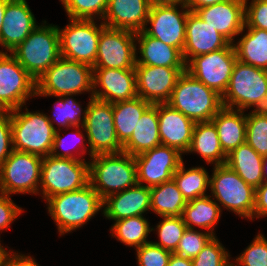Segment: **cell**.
I'll list each match as a JSON object with an SVG mask.
<instances>
[{
  "label": "cell",
  "instance_id": "6da1fadb",
  "mask_svg": "<svg viewBox=\"0 0 267 266\" xmlns=\"http://www.w3.org/2000/svg\"><path fill=\"white\" fill-rule=\"evenodd\" d=\"M46 203L60 236L81 228L104 206L103 199L90 184L76 191L54 195Z\"/></svg>",
  "mask_w": 267,
  "mask_h": 266
},
{
  "label": "cell",
  "instance_id": "7a4b0ae2",
  "mask_svg": "<svg viewBox=\"0 0 267 266\" xmlns=\"http://www.w3.org/2000/svg\"><path fill=\"white\" fill-rule=\"evenodd\" d=\"M89 162V184L104 200L137 184L136 162L132 155L96 154Z\"/></svg>",
  "mask_w": 267,
  "mask_h": 266
},
{
  "label": "cell",
  "instance_id": "3957f363",
  "mask_svg": "<svg viewBox=\"0 0 267 266\" xmlns=\"http://www.w3.org/2000/svg\"><path fill=\"white\" fill-rule=\"evenodd\" d=\"M84 92L93 97V67L60 57L36 81V96L78 95Z\"/></svg>",
  "mask_w": 267,
  "mask_h": 266
},
{
  "label": "cell",
  "instance_id": "277c9868",
  "mask_svg": "<svg viewBox=\"0 0 267 266\" xmlns=\"http://www.w3.org/2000/svg\"><path fill=\"white\" fill-rule=\"evenodd\" d=\"M23 106L8 111L10 114L13 148L40 157L50 155L57 127L51 124L47 114L22 112Z\"/></svg>",
  "mask_w": 267,
  "mask_h": 266
},
{
  "label": "cell",
  "instance_id": "5b68a950",
  "mask_svg": "<svg viewBox=\"0 0 267 266\" xmlns=\"http://www.w3.org/2000/svg\"><path fill=\"white\" fill-rule=\"evenodd\" d=\"M167 103L196 122H208L223 107L221 95L183 72Z\"/></svg>",
  "mask_w": 267,
  "mask_h": 266
},
{
  "label": "cell",
  "instance_id": "8992f818",
  "mask_svg": "<svg viewBox=\"0 0 267 266\" xmlns=\"http://www.w3.org/2000/svg\"><path fill=\"white\" fill-rule=\"evenodd\" d=\"M43 23L11 52L36 81L61 57L57 25Z\"/></svg>",
  "mask_w": 267,
  "mask_h": 266
},
{
  "label": "cell",
  "instance_id": "52a82bcc",
  "mask_svg": "<svg viewBox=\"0 0 267 266\" xmlns=\"http://www.w3.org/2000/svg\"><path fill=\"white\" fill-rule=\"evenodd\" d=\"M212 198L240 217L254 219L256 189L244 182L228 165L214 166L210 185Z\"/></svg>",
  "mask_w": 267,
  "mask_h": 266
},
{
  "label": "cell",
  "instance_id": "ba28073f",
  "mask_svg": "<svg viewBox=\"0 0 267 266\" xmlns=\"http://www.w3.org/2000/svg\"><path fill=\"white\" fill-rule=\"evenodd\" d=\"M89 184V162L48 155L42 158L39 191L48 198L82 189ZM42 189V190H40Z\"/></svg>",
  "mask_w": 267,
  "mask_h": 266
},
{
  "label": "cell",
  "instance_id": "9c48e42d",
  "mask_svg": "<svg viewBox=\"0 0 267 266\" xmlns=\"http://www.w3.org/2000/svg\"><path fill=\"white\" fill-rule=\"evenodd\" d=\"M266 95L267 70L237 60L228 87L221 96L223 107L245 111Z\"/></svg>",
  "mask_w": 267,
  "mask_h": 266
},
{
  "label": "cell",
  "instance_id": "30bf717a",
  "mask_svg": "<svg viewBox=\"0 0 267 266\" xmlns=\"http://www.w3.org/2000/svg\"><path fill=\"white\" fill-rule=\"evenodd\" d=\"M86 112L82 128L86 133L90 158L96 154L123 152L114 126L112 103L90 96Z\"/></svg>",
  "mask_w": 267,
  "mask_h": 266
},
{
  "label": "cell",
  "instance_id": "8fae6325",
  "mask_svg": "<svg viewBox=\"0 0 267 266\" xmlns=\"http://www.w3.org/2000/svg\"><path fill=\"white\" fill-rule=\"evenodd\" d=\"M42 157L13 150L0 166V193L38 194Z\"/></svg>",
  "mask_w": 267,
  "mask_h": 266
},
{
  "label": "cell",
  "instance_id": "7c38bea8",
  "mask_svg": "<svg viewBox=\"0 0 267 266\" xmlns=\"http://www.w3.org/2000/svg\"><path fill=\"white\" fill-rule=\"evenodd\" d=\"M69 20L70 23L65 28L57 26L61 57L93 67L104 23L101 21L98 26L94 20Z\"/></svg>",
  "mask_w": 267,
  "mask_h": 266
},
{
  "label": "cell",
  "instance_id": "4fadbf2b",
  "mask_svg": "<svg viewBox=\"0 0 267 266\" xmlns=\"http://www.w3.org/2000/svg\"><path fill=\"white\" fill-rule=\"evenodd\" d=\"M237 61L233 44L226 48L193 57L186 64V71L219 95L226 91Z\"/></svg>",
  "mask_w": 267,
  "mask_h": 266
},
{
  "label": "cell",
  "instance_id": "5bb4252c",
  "mask_svg": "<svg viewBox=\"0 0 267 266\" xmlns=\"http://www.w3.org/2000/svg\"><path fill=\"white\" fill-rule=\"evenodd\" d=\"M136 33L105 26L100 33L93 68L135 69Z\"/></svg>",
  "mask_w": 267,
  "mask_h": 266
},
{
  "label": "cell",
  "instance_id": "9a60e30c",
  "mask_svg": "<svg viewBox=\"0 0 267 266\" xmlns=\"http://www.w3.org/2000/svg\"><path fill=\"white\" fill-rule=\"evenodd\" d=\"M36 96V80L10 53L0 50V104L7 110L26 106Z\"/></svg>",
  "mask_w": 267,
  "mask_h": 266
},
{
  "label": "cell",
  "instance_id": "2e32d148",
  "mask_svg": "<svg viewBox=\"0 0 267 266\" xmlns=\"http://www.w3.org/2000/svg\"><path fill=\"white\" fill-rule=\"evenodd\" d=\"M178 6L183 11L178 10ZM189 12L190 10L183 3L151 6L143 31L182 52L185 45L186 21ZM149 23L151 27H147Z\"/></svg>",
  "mask_w": 267,
  "mask_h": 266
},
{
  "label": "cell",
  "instance_id": "e0dca14e",
  "mask_svg": "<svg viewBox=\"0 0 267 266\" xmlns=\"http://www.w3.org/2000/svg\"><path fill=\"white\" fill-rule=\"evenodd\" d=\"M134 159L137 184L149 188L172 180L183 162L182 154L177 149L163 144L135 156Z\"/></svg>",
  "mask_w": 267,
  "mask_h": 266
},
{
  "label": "cell",
  "instance_id": "ac0fdd59",
  "mask_svg": "<svg viewBox=\"0 0 267 266\" xmlns=\"http://www.w3.org/2000/svg\"><path fill=\"white\" fill-rule=\"evenodd\" d=\"M137 95L152 105L167 103L186 68L136 65Z\"/></svg>",
  "mask_w": 267,
  "mask_h": 266
},
{
  "label": "cell",
  "instance_id": "d6986e66",
  "mask_svg": "<svg viewBox=\"0 0 267 266\" xmlns=\"http://www.w3.org/2000/svg\"><path fill=\"white\" fill-rule=\"evenodd\" d=\"M137 96L135 69L93 68V98L113 104Z\"/></svg>",
  "mask_w": 267,
  "mask_h": 266
},
{
  "label": "cell",
  "instance_id": "ffe728a7",
  "mask_svg": "<svg viewBox=\"0 0 267 266\" xmlns=\"http://www.w3.org/2000/svg\"><path fill=\"white\" fill-rule=\"evenodd\" d=\"M245 0H225L214 5L201 7L195 12L217 30L230 43L235 36L244 32Z\"/></svg>",
  "mask_w": 267,
  "mask_h": 266
},
{
  "label": "cell",
  "instance_id": "44dd1931",
  "mask_svg": "<svg viewBox=\"0 0 267 266\" xmlns=\"http://www.w3.org/2000/svg\"><path fill=\"white\" fill-rule=\"evenodd\" d=\"M39 25L26 0H9L0 31V45L11 53Z\"/></svg>",
  "mask_w": 267,
  "mask_h": 266
},
{
  "label": "cell",
  "instance_id": "7402d4cb",
  "mask_svg": "<svg viewBox=\"0 0 267 266\" xmlns=\"http://www.w3.org/2000/svg\"><path fill=\"white\" fill-rule=\"evenodd\" d=\"M230 42L196 13L190 11L186 21L185 45L182 51L187 64L193 57L226 48Z\"/></svg>",
  "mask_w": 267,
  "mask_h": 266
},
{
  "label": "cell",
  "instance_id": "603a6c76",
  "mask_svg": "<svg viewBox=\"0 0 267 266\" xmlns=\"http://www.w3.org/2000/svg\"><path fill=\"white\" fill-rule=\"evenodd\" d=\"M161 144L177 149L181 154L190 147L195 122L168 103L158 104Z\"/></svg>",
  "mask_w": 267,
  "mask_h": 266
},
{
  "label": "cell",
  "instance_id": "cb8c5ba5",
  "mask_svg": "<svg viewBox=\"0 0 267 266\" xmlns=\"http://www.w3.org/2000/svg\"><path fill=\"white\" fill-rule=\"evenodd\" d=\"M103 215L117 221L133 216H143L151 210L150 188L136 184L124 191L114 193L103 200Z\"/></svg>",
  "mask_w": 267,
  "mask_h": 266
},
{
  "label": "cell",
  "instance_id": "d4e9b609",
  "mask_svg": "<svg viewBox=\"0 0 267 266\" xmlns=\"http://www.w3.org/2000/svg\"><path fill=\"white\" fill-rule=\"evenodd\" d=\"M151 5L148 0H108L105 26L132 32L143 31Z\"/></svg>",
  "mask_w": 267,
  "mask_h": 266
},
{
  "label": "cell",
  "instance_id": "484cf974",
  "mask_svg": "<svg viewBox=\"0 0 267 266\" xmlns=\"http://www.w3.org/2000/svg\"><path fill=\"white\" fill-rule=\"evenodd\" d=\"M140 56H136V65L162 66L170 68H186L182 52L160 40L147 35L144 31L136 32Z\"/></svg>",
  "mask_w": 267,
  "mask_h": 266
},
{
  "label": "cell",
  "instance_id": "4316f807",
  "mask_svg": "<svg viewBox=\"0 0 267 266\" xmlns=\"http://www.w3.org/2000/svg\"><path fill=\"white\" fill-rule=\"evenodd\" d=\"M223 151L228 155L246 143V114L244 111L222 107L212 118Z\"/></svg>",
  "mask_w": 267,
  "mask_h": 266
},
{
  "label": "cell",
  "instance_id": "83f0119b",
  "mask_svg": "<svg viewBox=\"0 0 267 266\" xmlns=\"http://www.w3.org/2000/svg\"><path fill=\"white\" fill-rule=\"evenodd\" d=\"M160 144L158 104H155L143 113L130 139L123 145V152L135 157Z\"/></svg>",
  "mask_w": 267,
  "mask_h": 266
},
{
  "label": "cell",
  "instance_id": "f1b7e54d",
  "mask_svg": "<svg viewBox=\"0 0 267 266\" xmlns=\"http://www.w3.org/2000/svg\"><path fill=\"white\" fill-rule=\"evenodd\" d=\"M198 153L213 166L226 164L227 154L223 151L215 125L211 122H196L190 147L186 153Z\"/></svg>",
  "mask_w": 267,
  "mask_h": 266
},
{
  "label": "cell",
  "instance_id": "f546056e",
  "mask_svg": "<svg viewBox=\"0 0 267 266\" xmlns=\"http://www.w3.org/2000/svg\"><path fill=\"white\" fill-rule=\"evenodd\" d=\"M262 160L263 156L244 143L227 155L226 165L256 189L263 183Z\"/></svg>",
  "mask_w": 267,
  "mask_h": 266
},
{
  "label": "cell",
  "instance_id": "4dcf8cb0",
  "mask_svg": "<svg viewBox=\"0 0 267 266\" xmlns=\"http://www.w3.org/2000/svg\"><path fill=\"white\" fill-rule=\"evenodd\" d=\"M151 105L139 96L112 104L114 126L122 146L130 139L138 121Z\"/></svg>",
  "mask_w": 267,
  "mask_h": 266
},
{
  "label": "cell",
  "instance_id": "1f68e13d",
  "mask_svg": "<svg viewBox=\"0 0 267 266\" xmlns=\"http://www.w3.org/2000/svg\"><path fill=\"white\" fill-rule=\"evenodd\" d=\"M221 210L211 195H207L188 201L183 209L182 218L187 228L195 229V225L205 231L207 229V232L216 236L213 229L221 217Z\"/></svg>",
  "mask_w": 267,
  "mask_h": 266
},
{
  "label": "cell",
  "instance_id": "d6a6232c",
  "mask_svg": "<svg viewBox=\"0 0 267 266\" xmlns=\"http://www.w3.org/2000/svg\"><path fill=\"white\" fill-rule=\"evenodd\" d=\"M247 33L232 43L237 60L267 70V31L247 28Z\"/></svg>",
  "mask_w": 267,
  "mask_h": 266
},
{
  "label": "cell",
  "instance_id": "836d02e7",
  "mask_svg": "<svg viewBox=\"0 0 267 266\" xmlns=\"http://www.w3.org/2000/svg\"><path fill=\"white\" fill-rule=\"evenodd\" d=\"M151 210L159 217L182 216L186 200L174 179L150 188Z\"/></svg>",
  "mask_w": 267,
  "mask_h": 266
},
{
  "label": "cell",
  "instance_id": "e575fe53",
  "mask_svg": "<svg viewBox=\"0 0 267 266\" xmlns=\"http://www.w3.org/2000/svg\"><path fill=\"white\" fill-rule=\"evenodd\" d=\"M152 230L155 229L150 227L148 219L144 216H133L115 221L110 232L112 237L126 246L139 248L151 242L147 237Z\"/></svg>",
  "mask_w": 267,
  "mask_h": 266
},
{
  "label": "cell",
  "instance_id": "d590c367",
  "mask_svg": "<svg viewBox=\"0 0 267 266\" xmlns=\"http://www.w3.org/2000/svg\"><path fill=\"white\" fill-rule=\"evenodd\" d=\"M184 165V162H182L173 175L183 198L188 202L207 196V188L210 185L209 173L202 166L191 167L186 170Z\"/></svg>",
  "mask_w": 267,
  "mask_h": 266
},
{
  "label": "cell",
  "instance_id": "8d00e7d4",
  "mask_svg": "<svg viewBox=\"0 0 267 266\" xmlns=\"http://www.w3.org/2000/svg\"><path fill=\"white\" fill-rule=\"evenodd\" d=\"M72 96L73 95H69V97L68 95L59 96V99L55 102L56 106L54 107L53 117L47 115L52 125L55 124L54 122H57L60 131L62 130L61 127H66V129L69 130L74 126H83L84 118L87 113V106L83 110L80 103L72 98Z\"/></svg>",
  "mask_w": 267,
  "mask_h": 266
},
{
  "label": "cell",
  "instance_id": "74e56055",
  "mask_svg": "<svg viewBox=\"0 0 267 266\" xmlns=\"http://www.w3.org/2000/svg\"><path fill=\"white\" fill-rule=\"evenodd\" d=\"M68 18L95 20L96 17L103 20L108 0H60Z\"/></svg>",
  "mask_w": 267,
  "mask_h": 266
},
{
  "label": "cell",
  "instance_id": "f35d334b",
  "mask_svg": "<svg viewBox=\"0 0 267 266\" xmlns=\"http://www.w3.org/2000/svg\"><path fill=\"white\" fill-rule=\"evenodd\" d=\"M162 219L156 226L159 241L152 242L163 249L174 252L187 226L182 216L162 217Z\"/></svg>",
  "mask_w": 267,
  "mask_h": 266
},
{
  "label": "cell",
  "instance_id": "ab89813d",
  "mask_svg": "<svg viewBox=\"0 0 267 266\" xmlns=\"http://www.w3.org/2000/svg\"><path fill=\"white\" fill-rule=\"evenodd\" d=\"M246 143L259 155H267V116L246 114Z\"/></svg>",
  "mask_w": 267,
  "mask_h": 266
},
{
  "label": "cell",
  "instance_id": "60d3db41",
  "mask_svg": "<svg viewBox=\"0 0 267 266\" xmlns=\"http://www.w3.org/2000/svg\"><path fill=\"white\" fill-rule=\"evenodd\" d=\"M213 237L214 235L207 231L201 232L186 228L173 253L184 258L194 259Z\"/></svg>",
  "mask_w": 267,
  "mask_h": 266
},
{
  "label": "cell",
  "instance_id": "b9f144b4",
  "mask_svg": "<svg viewBox=\"0 0 267 266\" xmlns=\"http://www.w3.org/2000/svg\"><path fill=\"white\" fill-rule=\"evenodd\" d=\"M225 247L214 236L192 259L193 266H230L232 262Z\"/></svg>",
  "mask_w": 267,
  "mask_h": 266
},
{
  "label": "cell",
  "instance_id": "7bdbcfd3",
  "mask_svg": "<svg viewBox=\"0 0 267 266\" xmlns=\"http://www.w3.org/2000/svg\"><path fill=\"white\" fill-rule=\"evenodd\" d=\"M232 263L233 266H267V239L261 234Z\"/></svg>",
  "mask_w": 267,
  "mask_h": 266
},
{
  "label": "cell",
  "instance_id": "ee69618b",
  "mask_svg": "<svg viewBox=\"0 0 267 266\" xmlns=\"http://www.w3.org/2000/svg\"><path fill=\"white\" fill-rule=\"evenodd\" d=\"M135 250L138 266H168L173 253L155 245L152 241Z\"/></svg>",
  "mask_w": 267,
  "mask_h": 266
},
{
  "label": "cell",
  "instance_id": "f6af8a7d",
  "mask_svg": "<svg viewBox=\"0 0 267 266\" xmlns=\"http://www.w3.org/2000/svg\"><path fill=\"white\" fill-rule=\"evenodd\" d=\"M81 127H83V126H74V129L75 128L78 129L77 131L75 130V134L73 135V136H75L74 138H76L75 141L78 140L77 143L79 142L78 144H81L82 145V146L81 145L79 146L80 148L82 147L81 149L79 147L76 148L77 149L76 154L73 151H71L70 148H68L66 150V148H67L66 147V141L67 140L65 139L66 137L64 138V137H62L60 135V131H59V128H58L55 131V134H54L53 146H52V150H51L50 155H52L54 157H57V158H70V159L84 160L83 157H82V155H84L87 152V150L85 149L86 148L85 146H87V145L84 144L85 143V141H84L85 140V136H84L83 133H81L82 131H80L81 130L80 129ZM67 143H68V141H67ZM60 148H61V150L62 149H64V150L63 151H59ZM77 155H80V157H82V158H80L79 156L77 157Z\"/></svg>",
  "mask_w": 267,
  "mask_h": 266
},
{
  "label": "cell",
  "instance_id": "bcb514c9",
  "mask_svg": "<svg viewBox=\"0 0 267 266\" xmlns=\"http://www.w3.org/2000/svg\"><path fill=\"white\" fill-rule=\"evenodd\" d=\"M245 0V25L246 28L263 29L267 31V4L264 0H252L249 4Z\"/></svg>",
  "mask_w": 267,
  "mask_h": 266
},
{
  "label": "cell",
  "instance_id": "7dc6e473",
  "mask_svg": "<svg viewBox=\"0 0 267 266\" xmlns=\"http://www.w3.org/2000/svg\"><path fill=\"white\" fill-rule=\"evenodd\" d=\"M13 150L10 114L7 111L0 113V166Z\"/></svg>",
  "mask_w": 267,
  "mask_h": 266
},
{
  "label": "cell",
  "instance_id": "c3c4849f",
  "mask_svg": "<svg viewBox=\"0 0 267 266\" xmlns=\"http://www.w3.org/2000/svg\"><path fill=\"white\" fill-rule=\"evenodd\" d=\"M23 212L10 195L0 193V231L8 229L10 224Z\"/></svg>",
  "mask_w": 267,
  "mask_h": 266
},
{
  "label": "cell",
  "instance_id": "681fc988",
  "mask_svg": "<svg viewBox=\"0 0 267 266\" xmlns=\"http://www.w3.org/2000/svg\"><path fill=\"white\" fill-rule=\"evenodd\" d=\"M267 217V181L256 188L254 218Z\"/></svg>",
  "mask_w": 267,
  "mask_h": 266
},
{
  "label": "cell",
  "instance_id": "f907efd6",
  "mask_svg": "<svg viewBox=\"0 0 267 266\" xmlns=\"http://www.w3.org/2000/svg\"><path fill=\"white\" fill-rule=\"evenodd\" d=\"M2 266H39L33 257L13 252Z\"/></svg>",
  "mask_w": 267,
  "mask_h": 266
},
{
  "label": "cell",
  "instance_id": "816d5d0a",
  "mask_svg": "<svg viewBox=\"0 0 267 266\" xmlns=\"http://www.w3.org/2000/svg\"><path fill=\"white\" fill-rule=\"evenodd\" d=\"M225 0H184L183 4L192 12H195L201 7H206L214 5L216 3L222 2Z\"/></svg>",
  "mask_w": 267,
  "mask_h": 266
},
{
  "label": "cell",
  "instance_id": "f5cc1de1",
  "mask_svg": "<svg viewBox=\"0 0 267 266\" xmlns=\"http://www.w3.org/2000/svg\"><path fill=\"white\" fill-rule=\"evenodd\" d=\"M168 266H193L192 259L184 258L172 253Z\"/></svg>",
  "mask_w": 267,
  "mask_h": 266
},
{
  "label": "cell",
  "instance_id": "db71d44e",
  "mask_svg": "<svg viewBox=\"0 0 267 266\" xmlns=\"http://www.w3.org/2000/svg\"><path fill=\"white\" fill-rule=\"evenodd\" d=\"M253 107L255 108L253 111H250L251 113L267 116V95L259 100Z\"/></svg>",
  "mask_w": 267,
  "mask_h": 266
},
{
  "label": "cell",
  "instance_id": "11a10c76",
  "mask_svg": "<svg viewBox=\"0 0 267 266\" xmlns=\"http://www.w3.org/2000/svg\"><path fill=\"white\" fill-rule=\"evenodd\" d=\"M151 6L167 5V4H181L184 0H148Z\"/></svg>",
  "mask_w": 267,
  "mask_h": 266
},
{
  "label": "cell",
  "instance_id": "9f6ffc18",
  "mask_svg": "<svg viewBox=\"0 0 267 266\" xmlns=\"http://www.w3.org/2000/svg\"><path fill=\"white\" fill-rule=\"evenodd\" d=\"M8 1L9 0H0V31H1V27L3 25V17L5 14L6 5H7Z\"/></svg>",
  "mask_w": 267,
  "mask_h": 266
},
{
  "label": "cell",
  "instance_id": "6f0895ef",
  "mask_svg": "<svg viewBox=\"0 0 267 266\" xmlns=\"http://www.w3.org/2000/svg\"><path fill=\"white\" fill-rule=\"evenodd\" d=\"M10 251V252H9ZM0 249V266L9 258V256L13 253L11 250Z\"/></svg>",
  "mask_w": 267,
  "mask_h": 266
},
{
  "label": "cell",
  "instance_id": "680465c9",
  "mask_svg": "<svg viewBox=\"0 0 267 266\" xmlns=\"http://www.w3.org/2000/svg\"><path fill=\"white\" fill-rule=\"evenodd\" d=\"M267 155L263 156L262 160V176H263V182L267 181Z\"/></svg>",
  "mask_w": 267,
  "mask_h": 266
},
{
  "label": "cell",
  "instance_id": "91938a15",
  "mask_svg": "<svg viewBox=\"0 0 267 266\" xmlns=\"http://www.w3.org/2000/svg\"><path fill=\"white\" fill-rule=\"evenodd\" d=\"M7 112V110L0 104V113Z\"/></svg>",
  "mask_w": 267,
  "mask_h": 266
},
{
  "label": "cell",
  "instance_id": "94428289",
  "mask_svg": "<svg viewBox=\"0 0 267 266\" xmlns=\"http://www.w3.org/2000/svg\"><path fill=\"white\" fill-rule=\"evenodd\" d=\"M0 249H5V248L3 247V245L1 244V241H0Z\"/></svg>",
  "mask_w": 267,
  "mask_h": 266
}]
</instances>
